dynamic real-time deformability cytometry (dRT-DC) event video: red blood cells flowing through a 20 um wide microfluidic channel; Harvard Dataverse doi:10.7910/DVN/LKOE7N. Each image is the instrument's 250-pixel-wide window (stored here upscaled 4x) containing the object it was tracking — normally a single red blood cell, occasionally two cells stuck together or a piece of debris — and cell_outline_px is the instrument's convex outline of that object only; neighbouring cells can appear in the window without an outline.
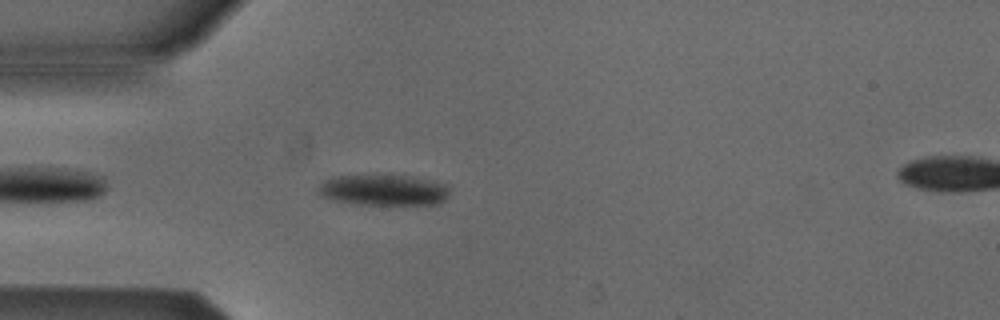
{"species": "Egyptian fruit bat (a non-hibernating species)", "species_latin": "Rousettus aegyptiacus", "temperature_condition": "cold", "stored_images_in_passage": 42, "camera_frame_rate_fps": 3000, "um_per_image_px": 0.085, "animal": {"sex": "male"}, "frame": {"image": 1, "passage_image": 4, "time_ms": 1.0, "image_size_px": [1000, 320], "cell_outline_px": [[452, 188], [448, 196], [440, 204], [352, 204], [320, 196], [316, 192], [316, 188], [324, 180], [332, 176], [412, 176], [436, 180], [452, 184]], "centroid_in_image_um": [32.68, 16.15], "position_along_channel_um": 52.3, "area_um2": 24.1}}
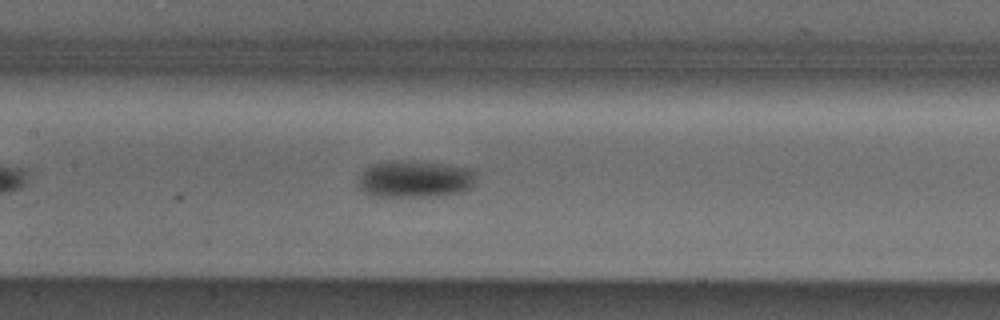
{"frame": {"image": 2, "passage_image": 14, "time_ms": 4.333, "image_size_px": [1000, 320], "cell_outline_px": [[476, 168], [472, 188], [460, 192], [432, 196], [372, 196], [364, 192], [356, 184], [356, 180], [360, 172], [364, 168], [372, 164], [388, 160], [412, 160]], "centroid_in_image_um": [35.22, 15.19], "position_along_channel_um": 172.2, "area_um2": 26.01}}
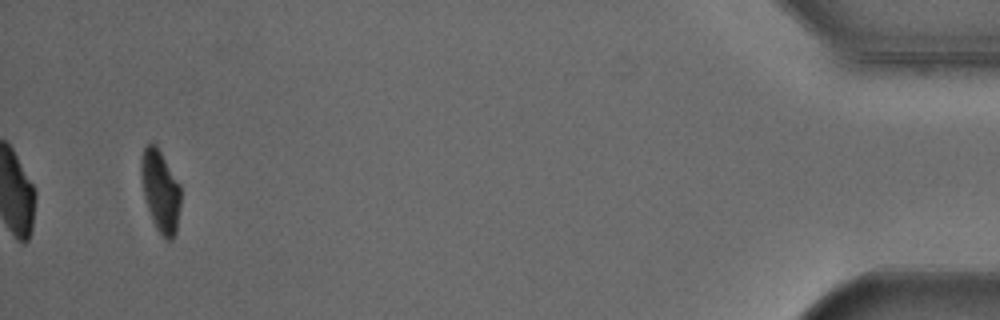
{"frame": {"image": 3, "passage_image": 40, "time_ms": 13.0, "image_size_px": [1000, 320], "cell_outline_px": [[180, 208], [176, 232], [172, 240], [164, 240], [156, 228], [148, 208], [144, 196], [140, 172], [140, 160], [144, 148], [152, 140], [156, 144], [180, 184]], "centroid_in_image_um": [13.63, 16.22], "position_along_channel_um": 421.6, "area_um2": 19.02}, "authors_computed_cell_mechanics": {"area_um2": 22.8599, "velocity_mm_per_s": 3.8464, "shape_relaxation_time_tau1_ms": 1.6006, "shape_relaxation_time_tau2_ms": null, "deformation_change_tau1": 0.1074, "deformation_change_tau2": null}}